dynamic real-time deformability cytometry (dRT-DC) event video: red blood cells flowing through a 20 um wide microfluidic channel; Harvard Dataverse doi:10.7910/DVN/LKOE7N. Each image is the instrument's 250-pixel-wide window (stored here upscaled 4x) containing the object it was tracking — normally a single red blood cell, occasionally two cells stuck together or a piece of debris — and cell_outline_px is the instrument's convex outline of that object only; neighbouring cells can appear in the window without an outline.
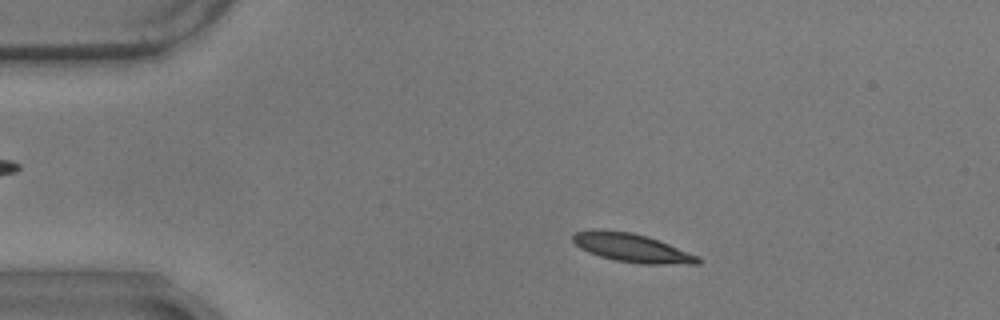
{"species": "common noctule bat (a hibernating species)", "species_latin": "Nyctalus noctula", "temperature_condition": "warm", "stored_images_in_passage": 51, "camera_frame_rate_fps": 3000, "um_per_image_px": 0.085, "animal": {"sex": "male", "body_mass_g": 17.9}, "frame": {"image": 1, "passage_image": 4, "time_ms": 1.0, "image_size_px": [1000, 320], "cell_outline_px": [[704, 260], [700, 264], [640, 264], [616, 260], [600, 256], [588, 252], [580, 248], [572, 240], [572, 236], [576, 232], [592, 228], [632, 232], [648, 236], [700, 256]], "centroid_in_image_um": [53.74, 21.06], "position_along_channel_um": 31.3, "area_um2": 21.1}}
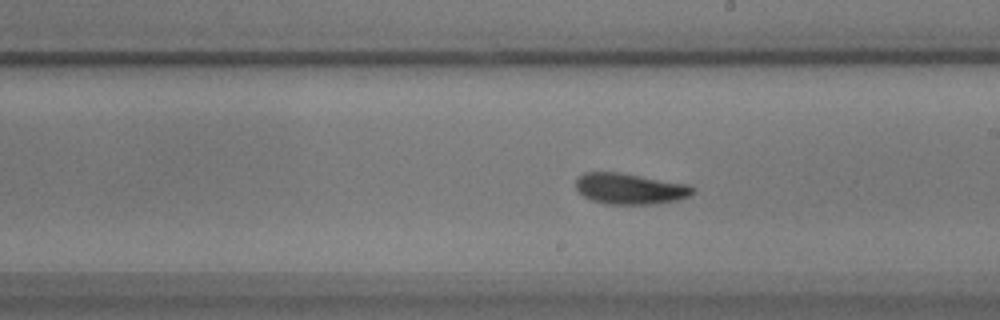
{"frame": {"image": 2, "passage_image": 26, "time_ms": 8.333, "image_size_px": [1000, 320], "cell_outline_px": [[696, 192], [680, 200], [652, 204], [604, 204], [592, 200], [584, 196], [576, 188], [576, 180], [584, 172], [620, 172], [688, 184], [696, 188]], "centroid_in_image_um": [53.58, 16.04], "position_along_channel_um": 235.4, "area_um2": 21.21}}
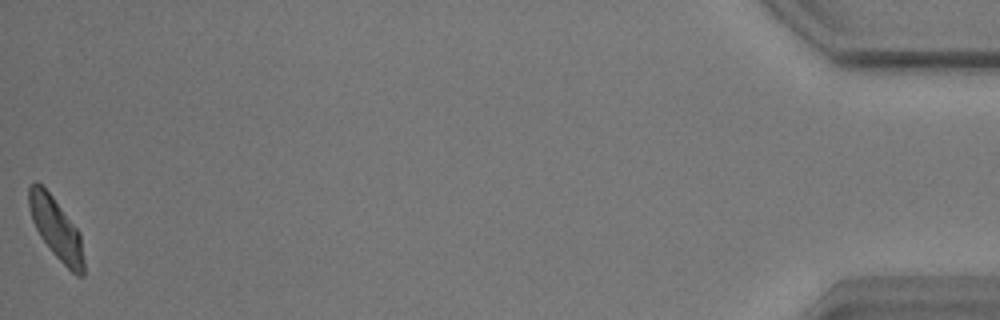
{"frame": {"image": 3, "passage_image": 51, "time_ms": 16.667, "image_size_px": [1000, 320], "cell_outline_px": [[84, 276], [76, 276], [52, 252], [40, 236], [32, 220], [28, 204], [28, 188], [36, 180], [52, 196], [80, 232], [84, 260]], "centroid_in_image_um": [4.78, 19.44], "position_along_channel_um": 430.4, "area_um2": 19.42}, "authors_computed_cell_mechanics": {"area_um2": 20.4034, "velocity_mm_per_s": 3.4866, "shape_relaxation_time_tau1_ms": 4.096, "shape_relaxation_time_tau2_ms": 2.3535, "deformation_change_tau1": 0.1198, "deformation_change_tau2": 0.0812}}